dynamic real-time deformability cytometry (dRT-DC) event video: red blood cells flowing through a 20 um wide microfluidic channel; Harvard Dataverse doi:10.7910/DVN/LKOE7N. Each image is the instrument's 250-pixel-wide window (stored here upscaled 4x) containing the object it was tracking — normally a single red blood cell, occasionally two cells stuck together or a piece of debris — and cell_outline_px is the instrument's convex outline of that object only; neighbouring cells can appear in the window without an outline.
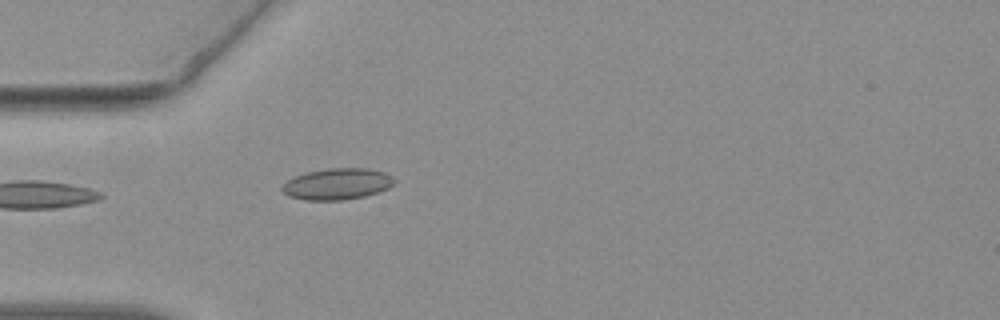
{"species": "common noctule bat (a hibernating species)", "species_latin": "Nyctalus noctula", "temperature_condition": "warm", "stored_images_in_passage": 15, "camera_frame_rate_fps": 3000, "um_per_image_px": 0.085, "animal": {"sex": "female", "body_mass_g": 19.3, "forearm_length_mm": 54.1}, "frame": {"image": 1, "passage_image": 1, "time_ms": 0.0, "image_size_px": [1000, 320], "cell_outline_px": [[396, 180], [388, 188], [364, 196], [340, 200], [304, 200], [288, 196], [280, 188], [288, 180], [304, 172], [328, 168], [364, 168], [384, 172], [392, 176]], "centroid_in_image_um": [28.64, 15.63], "position_along_channel_um": 56.4, "area_um2": 20.35}}
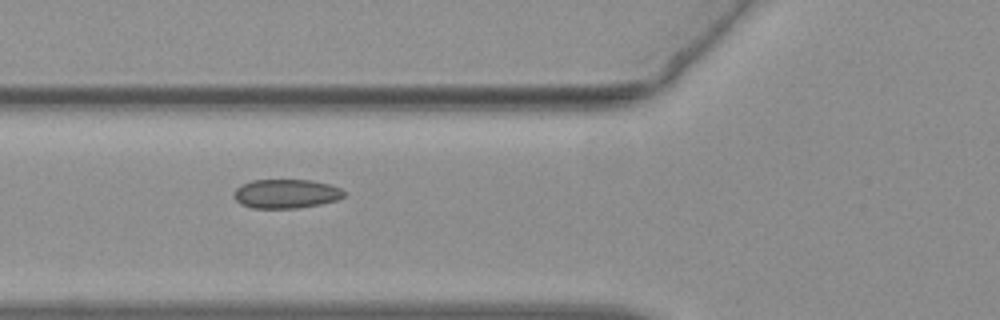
{"frame": {"image": 2, "passage_image": 5, "time_ms": 1.333, "image_size_px": [1000, 320], "cell_outline_px": [[344, 196], [336, 200], [320, 204], [296, 208], [252, 208], [240, 204], [232, 196], [236, 188], [240, 184], [252, 180], [312, 180], [328, 184], [340, 188], [344, 192]], "centroid_in_image_um": [24.26, 16.46], "position_along_channel_um": 101.5, "area_um2": 18.67}}
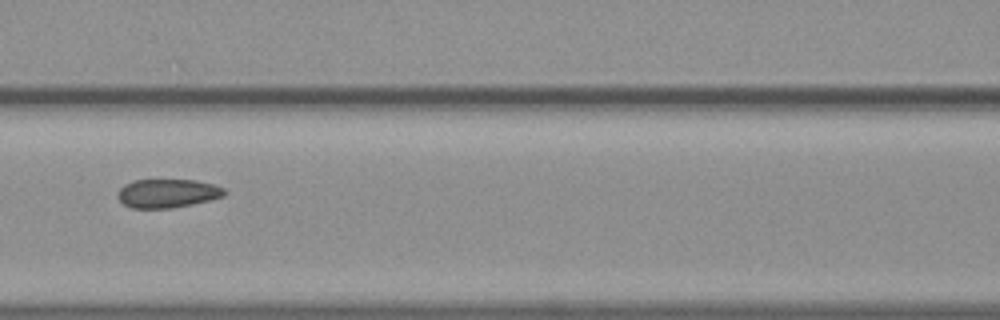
{"frame": {"image": 3, "passage_image": 9, "time_ms": 2.667, "image_size_px": [1000, 320], "cell_outline_px": [[228, 192], [224, 196], [192, 204], [172, 208], [132, 208], [124, 204], [116, 196], [120, 188], [124, 184], [136, 180], [196, 180], [212, 184], [224, 188]], "centroid_in_image_um": [14.24, 16.43], "position_along_channel_um": 152.4, "area_um2": 17.8}}